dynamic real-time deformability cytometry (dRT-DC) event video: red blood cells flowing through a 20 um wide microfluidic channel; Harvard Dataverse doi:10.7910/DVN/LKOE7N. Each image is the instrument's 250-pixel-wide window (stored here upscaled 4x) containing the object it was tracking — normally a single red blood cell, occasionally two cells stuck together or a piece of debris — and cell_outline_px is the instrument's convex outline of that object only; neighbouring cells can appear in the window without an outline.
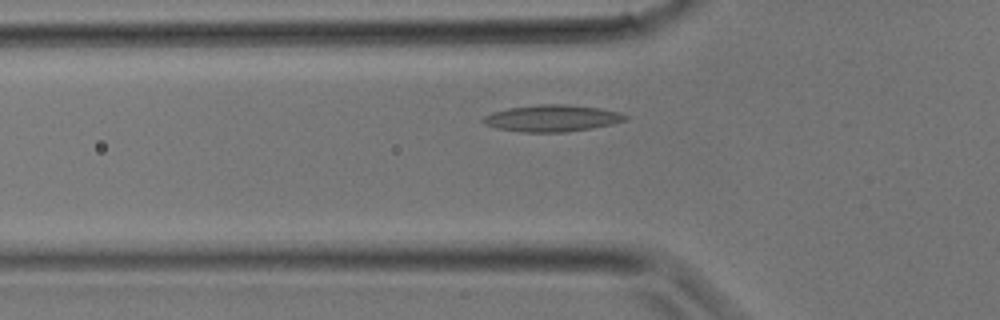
{"species": "common noctule bat (a hibernating species)", "species_latin": "Nyctalus noctula", "temperature_condition": "room temperature", "stored_images_in_passage": 5, "camera_frame_rate_fps": 3000, "um_per_image_px": 0.085, "animal": {"sex": "male", "body_mass_g": 17.9}, "frame": {"image": 1, "passage_image": 4, "time_ms": 1.0, "image_size_px": [1000, 320], "cell_outline_px": [[628, 116], [624, 120], [612, 124], [592, 128], [564, 132], [520, 132], [496, 128], [484, 124], [480, 120], [484, 116], [492, 112], [508, 108], [540, 104], [568, 104], [600, 108], [620, 112]], "centroid_in_image_um": [46.89, 10.05], "position_along_channel_um": 78.9, "area_um2": 22.2}}